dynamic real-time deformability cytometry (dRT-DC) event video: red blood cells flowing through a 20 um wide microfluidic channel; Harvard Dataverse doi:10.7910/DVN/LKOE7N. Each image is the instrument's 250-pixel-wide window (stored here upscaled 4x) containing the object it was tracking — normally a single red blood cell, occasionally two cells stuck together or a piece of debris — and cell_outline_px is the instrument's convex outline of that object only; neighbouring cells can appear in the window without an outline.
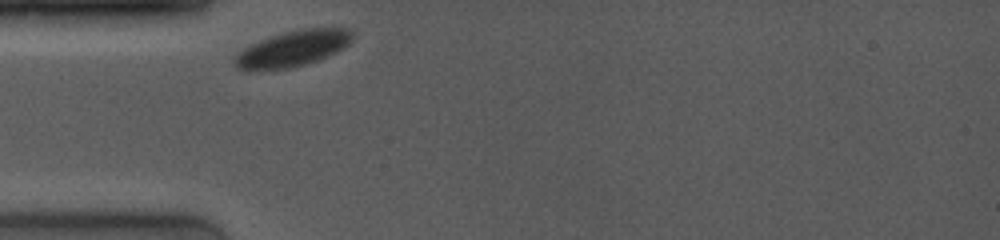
{"species": "common noctule bat (a hibernating species)", "species_latin": "Nyctalus noctula", "temperature_condition": "room temperature", "stored_images_in_passage": 7, "camera_frame_rate_fps": 4000, "um_per_image_px": 0.085, "animal": {"sex": "female", "body_mass_g": 19.0, "forearm_length_mm": 53.3}, "frame": {"image": 1, "passage_image": 1, "time_ms": 0.0, "image_size_px": [1000, 240], "cell_outline_px": [[352, 40], [344, 48], [316, 60], [304, 64], [288, 68], [240, 68], [232, 60], [232, 56], [244, 48], [268, 36], [284, 32], [304, 28], [348, 28], [352, 32]], "centroid_in_image_um": [24.91, 4.09], "position_along_channel_um": 60.1, "area_um2": 23.93}}
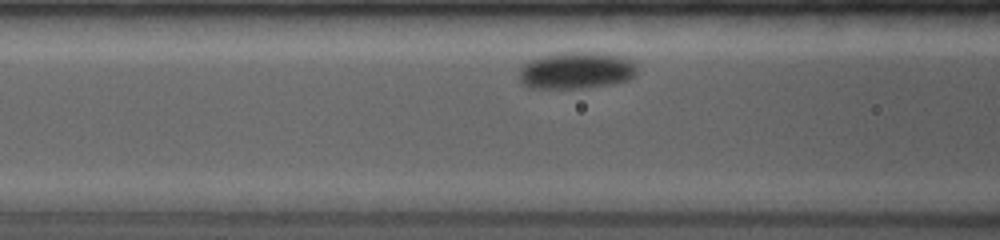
{"frame": {"image": 2, "passage_image": 4, "time_ms": 1.75, "image_size_px": [1000, 240], "cell_outline_px": [[636, 76], [628, 80], [612, 84], [584, 88], [528, 88], [520, 80], [520, 68], [528, 60], [544, 56], [564, 52], [596, 52], [616, 56], [628, 60], [636, 64]], "centroid_in_image_um": [48.97, 6.0], "position_along_channel_um": 117.6, "area_um2": 25.2}}
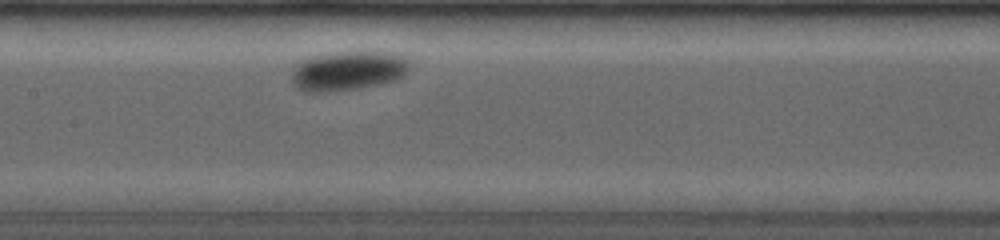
{"frame": {"image": 3, "passage_image": 7, "time_ms": 3.5, "image_size_px": [1000, 240], "cell_outline_px": [[412, 64], [404, 76], [396, 80], [380, 84], [356, 88], [312, 92], [304, 92], [296, 88], [292, 84], [292, 68], [304, 60], [312, 56], [332, 52], [392, 52], [408, 56]], "centroid_in_image_um": [29.64, 6.0], "position_along_channel_um": 177.8, "area_um2": 27.34}}